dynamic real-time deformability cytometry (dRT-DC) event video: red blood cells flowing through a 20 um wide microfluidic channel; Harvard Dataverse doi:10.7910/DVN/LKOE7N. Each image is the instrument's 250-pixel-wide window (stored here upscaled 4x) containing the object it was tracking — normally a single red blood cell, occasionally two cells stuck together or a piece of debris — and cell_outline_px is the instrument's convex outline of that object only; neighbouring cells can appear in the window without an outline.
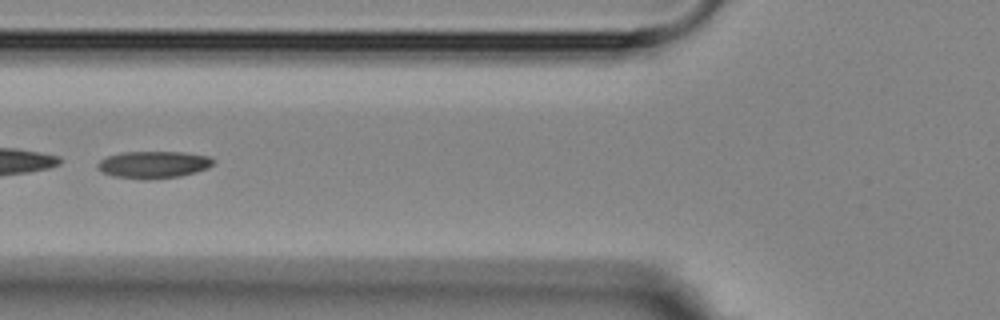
{"species": "Egyptian fruit bat (a non-hibernating species)", "species_latin": "Rousettus aegyptiacus", "temperature_condition": "room temperature", "stored_images_in_passage": 8, "camera_frame_rate_fps": 3000, "um_per_image_px": 0.085, "animal": {"sex": "female"}, "frame": {"image": 1, "passage_image": 6, "time_ms": 5.667, "image_size_px": [1000, 320], "cell_outline_px": [[216, 160], [208, 168], [196, 172], [180, 176], [148, 180], [144, 180], [112, 176], [100, 172], [96, 168], [96, 164], [100, 160], [108, 156], [124, 152], [184, 152], [208, 156]], "centroid_in_image_um": [13.02, 14.0], "position_along_channel_um": 112.8, "area_um2": 18.5}}
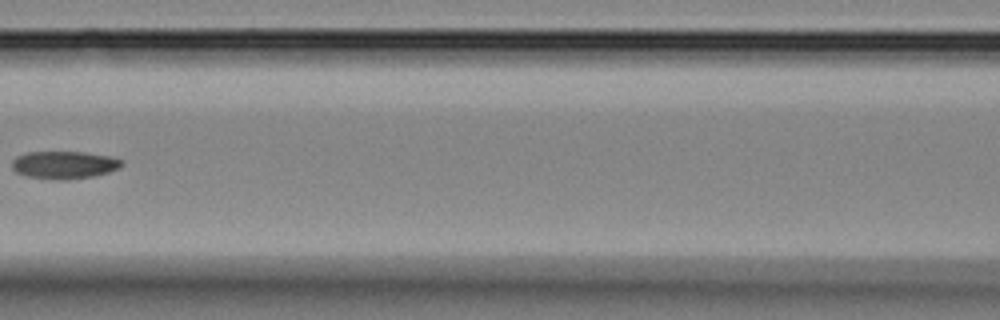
{"frame": {"image": 2, "passage_image": 7, "time_ms": 7.0, "image_size_px": [1000, 320], "cell_outline_px": [[124, 164], [120, 168], [108, 172], [92, 176], [68, 180], [56, 180], [28, 176], [16, 172], [12, 168], [12, 160], [16, 156], [28, 152], [84, 152], [112, 156], [124, 160]], "centroid_in_image_um": [5.49, 14.01], "position_along_channel_um": 161.1, "area_um2": 17.86}}
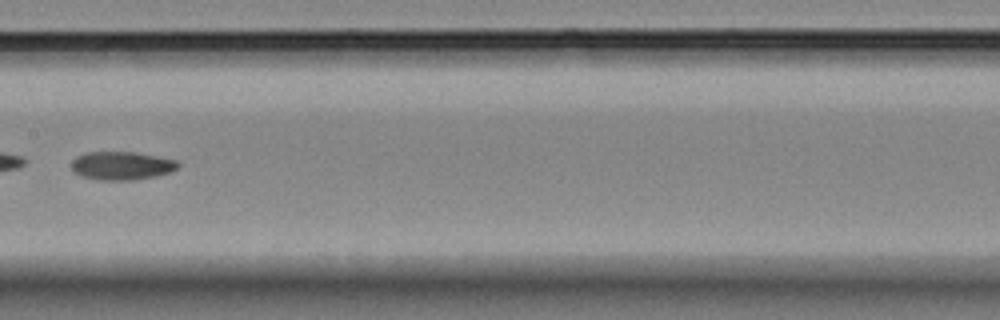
{"frame": {"image": 3, "passage_image": 8, "time_ms": 8.0, "image_size_px": [1000, 320], "cell_outline_px": [[180, 164], [176, 168], [168, 172], [156, 176], [136, 180], [96, 180], [80, 176], [72, 168], [72, 160], [76, 156], [84, 152], [136, 152], [176, 160]], "centroid_in_image_um": [10.31, 14.08], "position_along_channel_um": 197.1, "area_um2": 17.63}}